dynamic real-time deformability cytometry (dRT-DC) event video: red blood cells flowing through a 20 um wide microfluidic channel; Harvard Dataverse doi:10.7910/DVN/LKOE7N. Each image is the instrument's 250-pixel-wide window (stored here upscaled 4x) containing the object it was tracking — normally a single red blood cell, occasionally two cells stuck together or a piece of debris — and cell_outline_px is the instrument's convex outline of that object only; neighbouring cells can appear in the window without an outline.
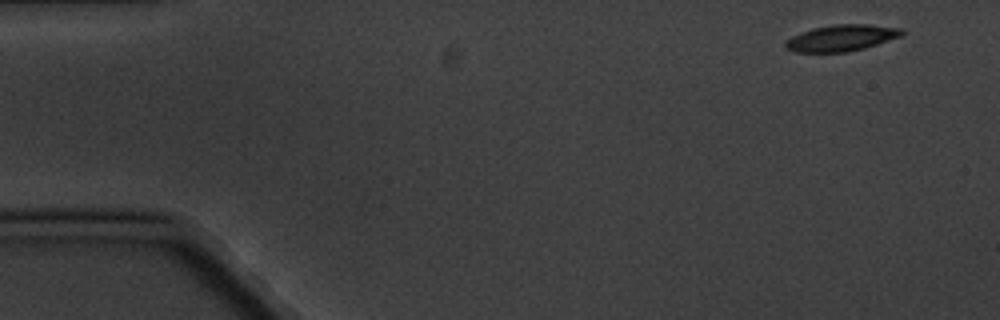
{"species": "common noctule bat (a hibernating species)", "species_latin": "Nyctalus noctula", "temperature_condition": "cold", "stored_images_in_passage": 5, "camera_frame_rate_fps": 3000, "um_per_image_px": 0.085, "animal": {"sex": "male", "body_mass_g": 20.1, "forearm_length_mm": 53.5}, "frame": {"image": 1, "passage_image": 1, "time_ms": 0.0, "image_size_px": [1000, 320], "cell_outline_px": [[908, 32], [900, 36], [864, 48], [848, 52], [792, 52], [784, 48], [784, 44], [792, 36], [812, 28], [836, 24], [868, 24], [904, 28]], "centroid_in_image_um": [71.54, 3.22], "position_along_channel_um": 13.5, "area_um2": 17.98}}
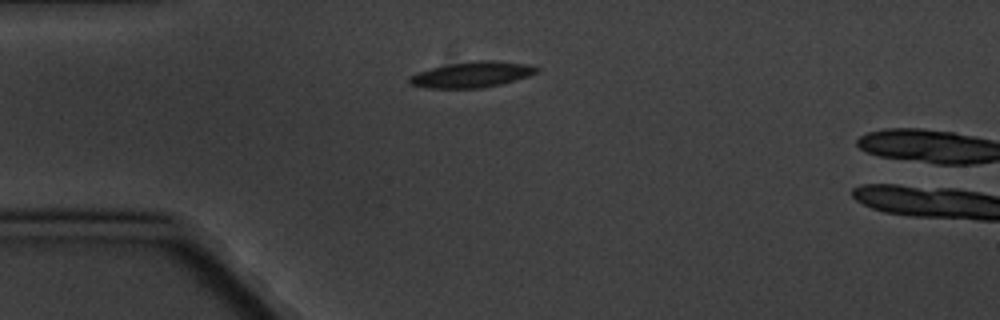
{"frame": {"image": 2, "passage_image": 4, "time_ms": 3.667, "image_size_px": [1000, 320], "cell_outline_px": [[540, 72], [516, 80], [500, 84], [480, 88], [428, 88], [412, 84], [408, 80], [416, 72], [448, 64], [472, 60], [492, 60], [528, 64], [540, 68]], "centroid_in_image_um": [40.17, 6.32], "position_along_channel_um": 44.8, "area_um2": 19.07}}